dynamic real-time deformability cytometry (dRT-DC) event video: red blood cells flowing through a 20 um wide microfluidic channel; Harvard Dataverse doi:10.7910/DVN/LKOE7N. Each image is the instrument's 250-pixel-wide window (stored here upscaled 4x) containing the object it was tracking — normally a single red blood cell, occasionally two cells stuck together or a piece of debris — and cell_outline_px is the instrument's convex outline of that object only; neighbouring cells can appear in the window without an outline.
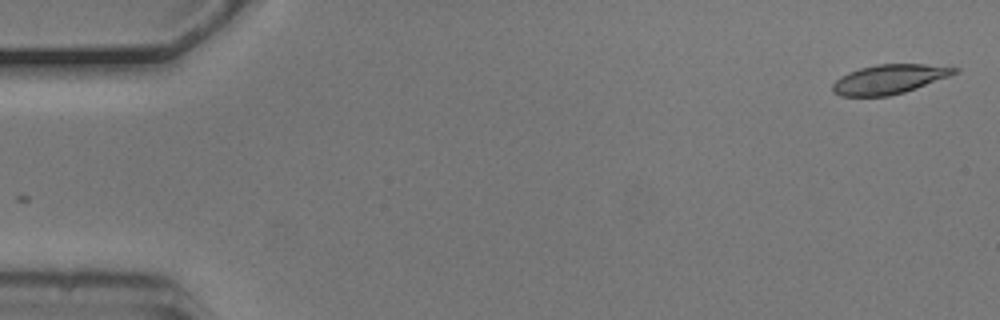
{"species": "common noctule bat (a hibernating species)", "species_latin": "Nyctalus noctula", "temperature_condition": "cold", "stored_images_in_passage": 13, "camera_frame_rate_fps": 3000, "um_per_image_px": 0.085, "animal": {"sex": "male", "body_mass_g": 20.5, "forearm_length_mm": 52.5}, "frame": {"image": 1, "passage_image": 1, "time_ms": 0.0, "image_size_px": [1000, 320], "cell_outline_px": [[960, 72], [916, 88], [904, 92], [888, 96], [840, 96], [832, 92], [832, 84], [840, 76], [848, 72], [860, 68], [876, 64], [924, 64], [960, 68]], "centroid_in_image_um": [75.57, 6.73], "position_along_channel_um": 9.4, "area_um2": 20.87}}
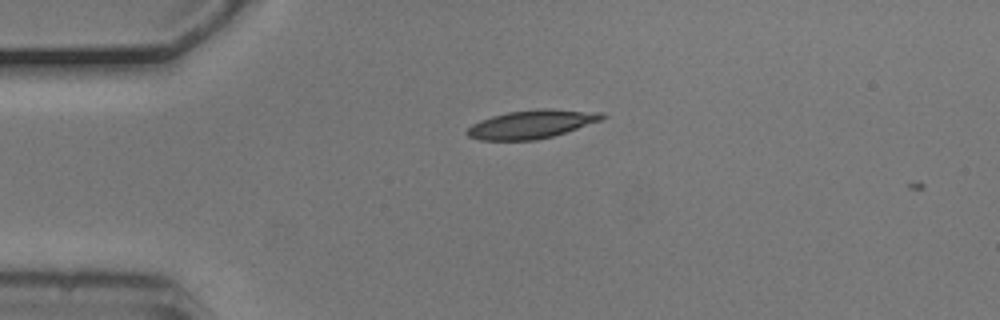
{"frame": {"image": 2, "passage_image": 12, "time_ms": 3.667, "image_size_px": [1000, 320], "cell_outline_px": [[608, 116], [600, 120], [552, 136], [536, 140], [480, 140], [468, 136], [464, 132], [472, 124], [480, 120], [492, 116], [508, 112], [536, 108], [548, 108], [604, 112]], "centroid_in_image_um": [45.17, 10.54], "position_along_channel_um": 39.8, "area_um2": 22.37}}